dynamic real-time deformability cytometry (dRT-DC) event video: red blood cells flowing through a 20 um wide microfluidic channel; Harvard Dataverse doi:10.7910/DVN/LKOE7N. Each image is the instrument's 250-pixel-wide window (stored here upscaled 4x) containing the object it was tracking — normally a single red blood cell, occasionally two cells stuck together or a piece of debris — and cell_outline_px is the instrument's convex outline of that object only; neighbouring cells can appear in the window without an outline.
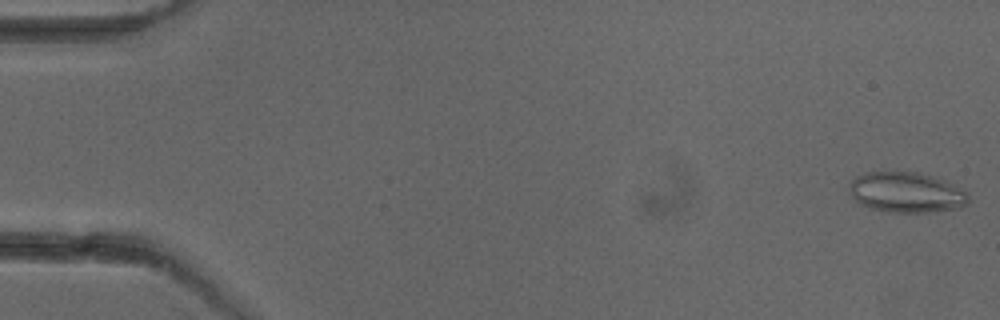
{"species": "common noctule bat (a hibernating species)", "species_latin": "Nyctalus noctula", "temperature_condition": "cold", "stored_images_in_passage": 5, "camera_frame_rate_fps": 3000, "um_per_image_px": 0.085, "animal": {"sex": "female"}, "frame": {"image": 1, "passage_image": 1, "time_ms": 0.0, "image_size_px": [1000, 320], "cell_outline_px": [[968, 204], [960, 208], [928, 212], [888, 212], [868, 208], [856, 200], [852, 196], [848, 188], [848, 184], [856, 176], [864, 172], [916, 172], [932, 176], [944, 180], [968, 192]], "centroid_in_image_um": [77.03, 16.35], "position_along_channel_um": 8.0, "area_um2": 28.15}}
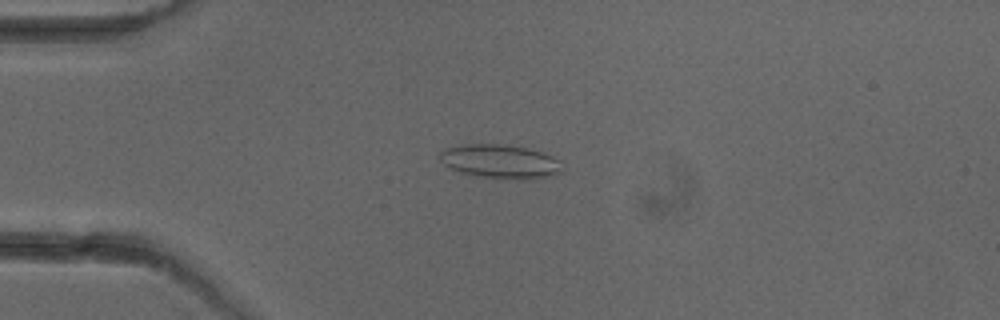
{"frame": {"image": 2, "passage_image": 4, "time_ms": 4.0, "image_size_px": [1000, 320], "cell_outline_px": [[564, 172], [552, 176], [532, 180], [520, 180], [468, 176], [448, 168], [440, 160], [440, 152], [444, 148], [464, 144], [504, 144], [544, 152], [552, 156], [556, 160]], "centroid_in_image_um": [42.49, 13.75], "position_along_channel_um": 42.5, "area_um2": 24.74}}